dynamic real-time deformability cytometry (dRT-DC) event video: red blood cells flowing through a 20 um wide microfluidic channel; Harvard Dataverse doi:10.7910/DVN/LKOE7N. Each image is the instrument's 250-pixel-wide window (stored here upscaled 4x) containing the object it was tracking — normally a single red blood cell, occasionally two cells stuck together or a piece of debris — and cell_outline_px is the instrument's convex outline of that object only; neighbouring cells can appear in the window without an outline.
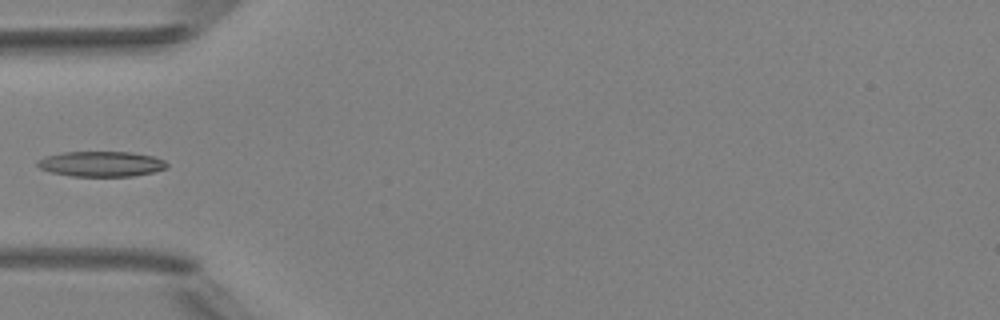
{"species": "Egyptian fruit bat (a non-hibernating species)", "species_latin": "Rousettus aegyptiacus", "temperature_condition": "room temperature", "stored_images_in_passage": 6, "camera_frame_rate_fps": 3000, "um_per_image_px": 0.085, "animal": {"sex": "female"}, "frame": {"image": 1, "passage_image": 5, "time_ms": 4.333, "image_size_px": [1000, 320], "cell_outline_px": [[168, 168], [152, 172], [132, 176], [72, 176], [52, 172], [40, 168], [36, 164], [36, 160], [44, 156], [64, 152], [132, 152], [152, 156], [164, 160], [168, 164]], "centroid_in_image_um": [8.59, 13.93], "position_along_channel_um": 76.4, "area_um2": 19.07}}
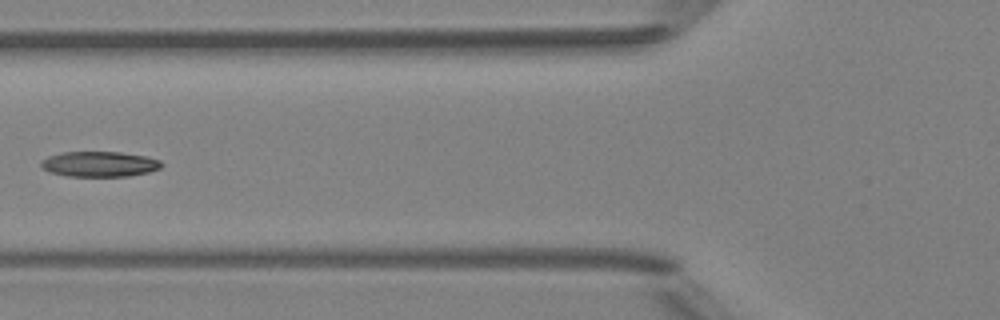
{"frame": {"image": 2, "passage_image": 6, "time_ms": 5.333, "image_size_px": [1000, 320], "cell_outline_px": [[164, 164], [160, 168], [148, 172], [128, 176], [68, 176], [48, 172], [40, 168], [40, 160], [48, 156], [60, 152], [120, 152], [144, 156], [160, 160]], "centroid_in_image_um": [8.4, 13.94], "position_along_channel_um": 117.4, "area_um2": 17.92}}